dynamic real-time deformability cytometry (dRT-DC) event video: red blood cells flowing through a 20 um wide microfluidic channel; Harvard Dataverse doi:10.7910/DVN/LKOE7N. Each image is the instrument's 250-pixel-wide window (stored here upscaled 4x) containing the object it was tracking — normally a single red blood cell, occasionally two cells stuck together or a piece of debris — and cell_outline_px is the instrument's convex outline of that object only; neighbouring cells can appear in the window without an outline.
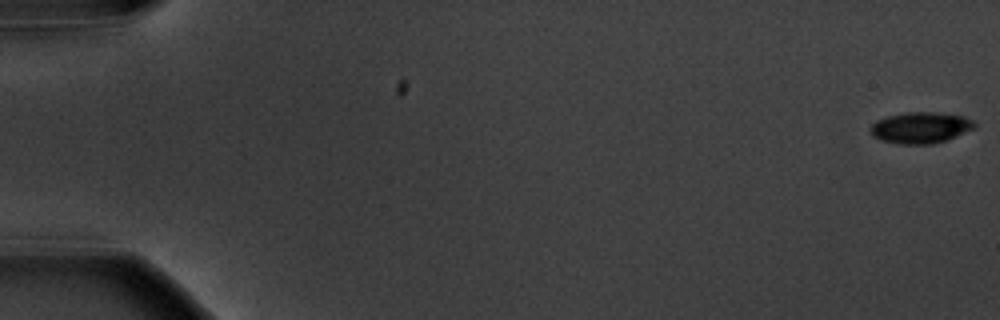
{"species": "common noctule bat (a hibernating species)", "species_latin": "Nyctalus noctula", "temperature_condition": "warm", "stored_images_in_passage": 57, "camera_frame_rate_fps": 3000, "um_per_image_px": 0.085, "animal": {"sex": "male", "body_mass_g": 20.1, "forearm_length_mm": 53.5}, "frame": {"image": 1, "passage_image": 1, "time_ms": 0.0, "image_size_px": [1000, 320], "cell_outline_px": [[976, 128], [944, 140], [932, 144], [900, 144], [880, 140], [872, 136], [868, 128], [876, 120], [888, 116], [908, 112], [936, 112], [964, 116], [972, 120], [976, 124]], "centroid_in_image_um": [78.22, 10.85], "position_along_channel_um": 6.8, "area_um2": 18.96}}
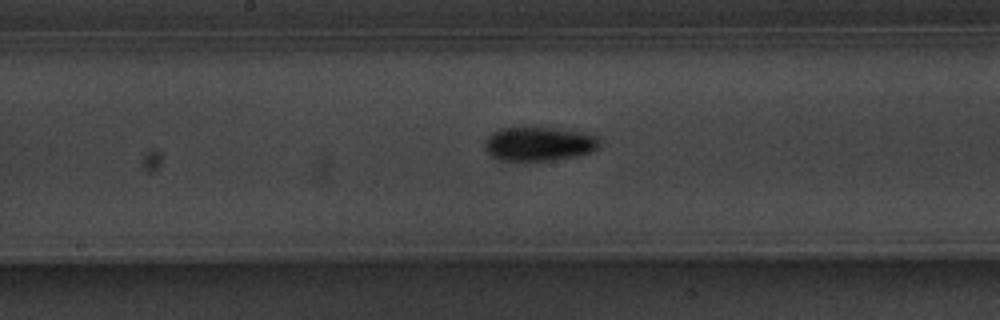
{"frame": {"image": 2, "passage_image": 31, "time_ms": 10.0, "image_size_px": [1000, 320], "cell_outline_px": [[600, 144], [592, 152], [576, 156], [552, 160], [500, 160], [492, 156], [484, 148], [484, 140], [492, 132], [500, 128], [556, 128], [584, 132], [596, 136], [600, 140]], "centroid_in_image_um": [45.81, 12.22], "position_along_channel_um": 202.4, "area_um2": 22.72}}
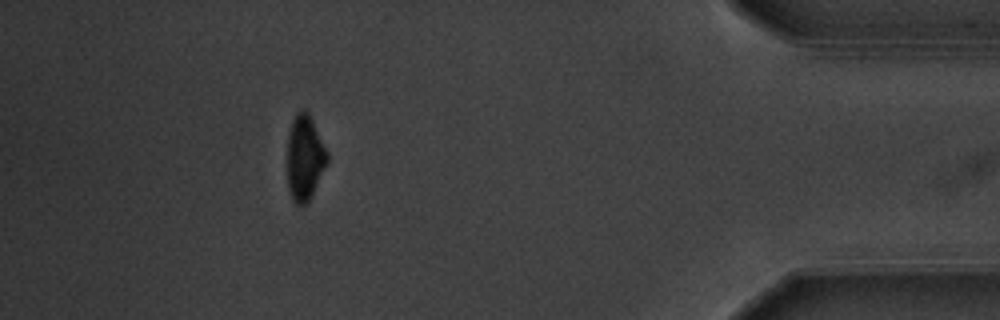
{"frame": {"image": 3, "passage_image": 52, "time_ms": 17.0, "image_size_px": [1000, 320], "cell_outline_px": [[328, 164], [308, 204], [296, 204], [292, 200], [288, 188], [288, 132], [292, 120], [296, 112], [300, 108], [304, 108], [308, 112], [328, 152]], "centroid_in_image_um": [25.91, 13.41], "position_along_channel_um": 409.3, "area_um2": 20.17}, "authors_computed_cell_mechanics": {"area_um2": 20.6346, "velocity_mm_per_s": 3.6406, "shape_relaxation_time_tau1_ms": 2.0535, "shape_relaxation_time_tau2_ms": null, "deformation_change_tau1": 0.1382, "deformation_change_tau2": null}}